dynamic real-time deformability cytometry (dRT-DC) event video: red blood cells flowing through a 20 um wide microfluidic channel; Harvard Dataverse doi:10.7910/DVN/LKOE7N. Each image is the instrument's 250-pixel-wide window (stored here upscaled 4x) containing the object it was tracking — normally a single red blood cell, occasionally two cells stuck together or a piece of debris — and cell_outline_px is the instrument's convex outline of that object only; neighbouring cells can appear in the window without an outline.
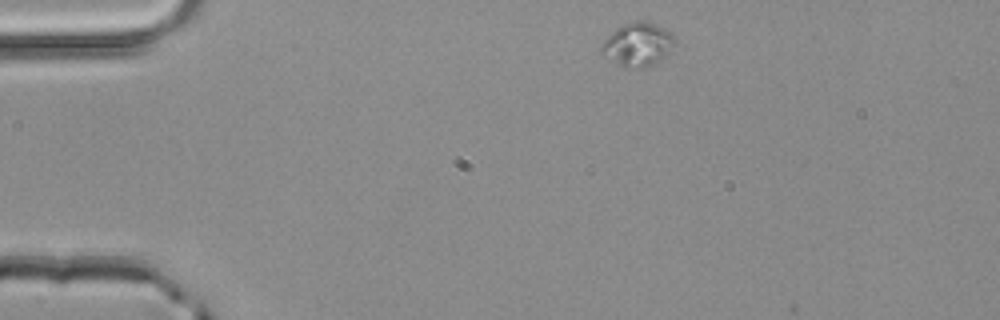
{"species": "common noctule bat (a hibernating species)", "species_latin": "Nyctalus noctula", "temperature_condition": "room temperature", "stored_images_in_passage": 3, "camera_frame_rate_fps": 3000, "um_per_image_px": 0.085, "animal": {"sex": "male", "body_mass_g": 20.4}, "frame": {"image": 1, "passage_image": 1, "time_ms": 0.0, "image_size_px": [1000, 320], "cell_outline_px": [[676, 40], [664, 56], [660, 60], [652, 64], [640, 68], [624, 68], [604, 56], [600, 52], [600, 48], [604, 40], [616, 28], [624, 24], [640, 20], [644, 20], [656, 24], [672, 32]], "centroid_in_image_um": [54.19, 3.77], "position_along_channel_um": 30.8, "area_um2": 18.5}}